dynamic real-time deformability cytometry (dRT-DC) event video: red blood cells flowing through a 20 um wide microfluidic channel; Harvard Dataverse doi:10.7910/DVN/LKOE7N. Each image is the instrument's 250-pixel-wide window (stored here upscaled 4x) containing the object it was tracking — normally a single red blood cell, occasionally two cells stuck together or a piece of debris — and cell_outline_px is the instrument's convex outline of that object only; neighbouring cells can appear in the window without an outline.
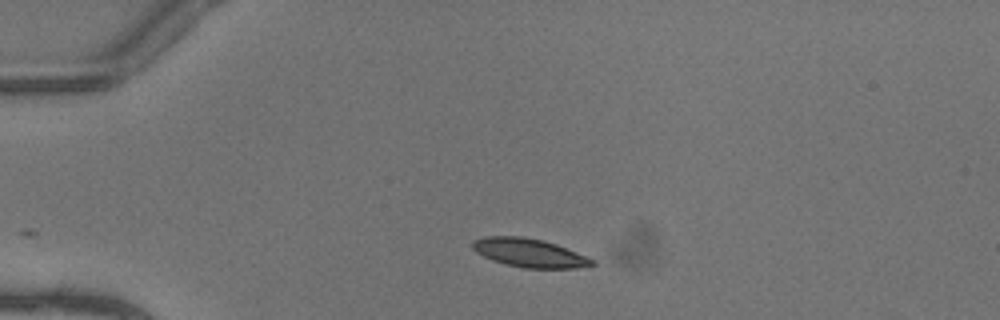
{"species": "common noctule bat (a hibernating species)", "species_latin": "Nyctalus noctula", "temperature_condition": "warm", "stored_images_in_passage": 32, "camera_frame_rate_fps": 3000, "um_per_image_px": 0.085, "animal": {"sex": "female"}, "frame": {"image": 1, "passage_image": 1, "time_ms": 0.0, "image_size_px": [1000, 320], "cell_outline_px": [[596, 264], [576, 268], [524, 268], [504, 264], [492, 260], [476, 252], [472, 248], [472, 240], [484, 236], [524, 236], [544, 240], [556, 244], [596, 260]], "centroid_in_image_um": [44.98, 21.48], "position_along_channel_um": 40.0, "area_um2": 20.06}}
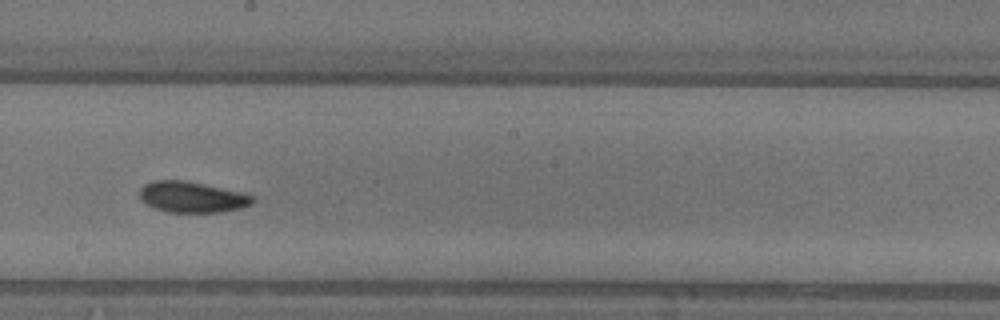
{"frame": {"image": 2, "passage_image": 18, "time_ms": 5.667, "image_size_px": [1000, 320], "cell_outline_px": [[256, 200], [252, 204], [240, 208], [224, 212], [168, 212], [156, 208], [140, 200], [140, 188], [144, 184], [152, 180], [184, 180], [244, 192], [256, 196]], "centroid_in_image_um": [16.37, 16.74], "position_along_channel_um": 231.8, "area_um2": 20.58}}
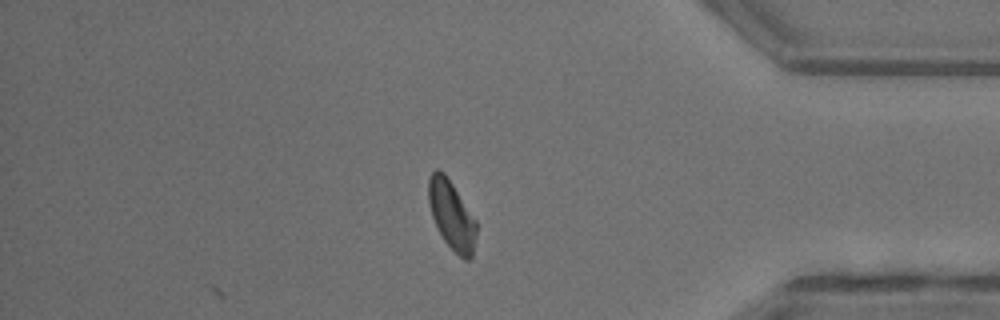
{"frame": {"image": 3, "passage_image": 32, "time_ms": 10.333, "image_size_px": [1000, 320], "cell_outline_px": [[476, 232], [472, 260], [464, 260], [444, 240], [432, 216], [428, 200], [428, 180], [432, 172], [436, 168], [444, 172], [476, 220]], "centroid_in_image_um": [38.39, 18.28], "position_along_channel_um": 396.8, "area_um2": 18.9}, "authors_computed_cell_mechanics": {"area_um2": 19.8543, "velocity_mm_per_s": 4.115, "shape_relaxation_time_tau1_ms": 4.3983, "shape_relaxation_time_tau2_ms": 3.6545, "deformation_change_tau1": 0.1496, "deformation_change_tau2": 0.1009}}